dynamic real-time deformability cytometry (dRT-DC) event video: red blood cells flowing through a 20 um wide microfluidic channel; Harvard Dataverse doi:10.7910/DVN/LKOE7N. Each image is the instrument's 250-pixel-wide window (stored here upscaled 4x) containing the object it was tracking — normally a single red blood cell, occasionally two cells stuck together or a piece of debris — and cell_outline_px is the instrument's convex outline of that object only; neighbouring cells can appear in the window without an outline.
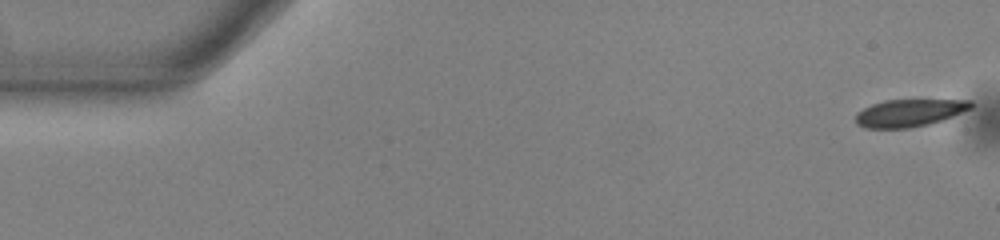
{"species": "common noctule bat (a hibernating species)", "species_latin": "Nyctalus noctula", "temperature_condition": "warm", "stored_images_in_passage": 54, "camera_frame_rate_fps": 3000, "um_per_image_px": 0.085, "animal": {"sex": "male", "body_mass_g": 13.0, "forearm_length_mm": 53.1}, "frame": {"image": 1, "passage_image": 1, "time_ms": 0.0, "image_size_px": [1000, 240], "cell_outline_px": [[972, 108], [952, 116], [928, 124], [908, 128], [864, 128], [856, 124], [856, 112], [872, 104], [884, 100], [972, 100]], "centroid_in_image_um": [77.26, 9.59], "position_along_channel_um": 7.7, "area_um2": 18.26}}
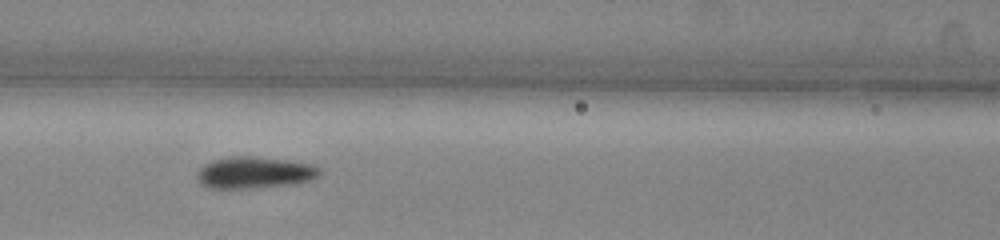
{"frame": {"image": 2, "passage_image": 23, "time_ms": 7.333, "image_size_px": [1000, 240], "cell_outline_px": [[320, 176], [308, 180], [292, 184], [244, 188], [208, 188], [200, 184], [196, 176], [200, 168], [204, 164], [228, 156], [248, 156], [284, 160], [312, 164], [320, 168]], "centroid_in_image_um": [21.6, 14.67], "position_along_channel_um": 145.0, "area_um2": 22.31}}
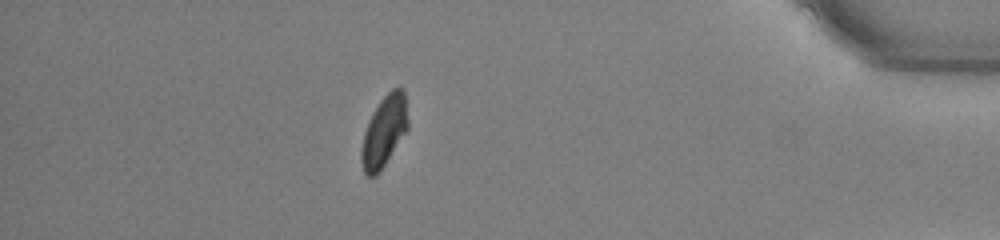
{"frame": {"image": 3, "passage_image": 47, "time_ms": 15.333, "image_size_px": [1000, 240], "cell_outline_px": [[408, 128], [380, 172], [376, 176], [368, 176], [364, 172], [360, 160], [360, 152], [364, 132], [372, 112], [380, 100], [392, 88], [404, 88], [408, 120]], "centroid_in_image_um": [32.64, 11.17], "position_along_channel_um": 402.6, "area_um2": 19.31}, "authors_computed_cell_mechanics": {"area_um2": 20.23, "velocity_mm_per_s": 3.8191, "shape_relaxation_time_tau1_ms": 3.4993, "shape_relaxation_time_tau2_ms": 3.2798, "deformation_change_tau1": 0.094, "deformation_change_tau2": 0.0343}}